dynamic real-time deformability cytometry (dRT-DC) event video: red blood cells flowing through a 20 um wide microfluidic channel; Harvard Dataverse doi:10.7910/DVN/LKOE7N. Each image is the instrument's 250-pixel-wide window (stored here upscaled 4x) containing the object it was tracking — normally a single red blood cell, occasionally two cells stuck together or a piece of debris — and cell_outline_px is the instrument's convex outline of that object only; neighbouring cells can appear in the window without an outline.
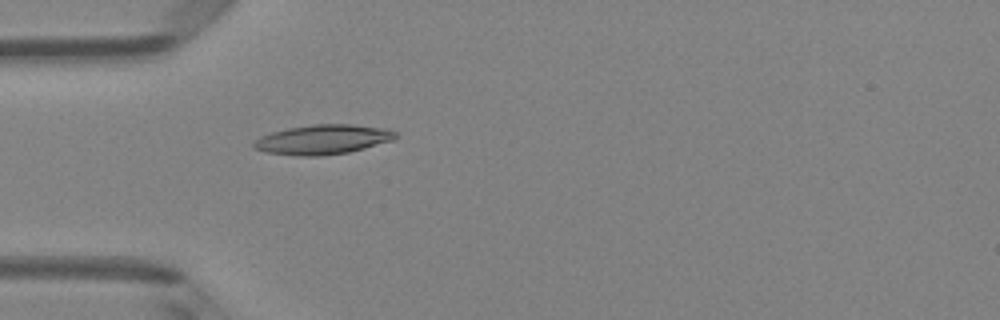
{"species": "Egyptian fruit bat (a non-hibernating species)", "species_latin": "Rousettus aegyptiacus", "temperature_condition": "room temperature", "stored_images_in_passage": 4, "camera_frame_rate_fps": 3000, "um_per_image_px": 0.085, "animal": {"sex": "female"}, "frame": {"image": 1, "passage_image": 4, "time_ms": 3.333, "image_size_px": [1000, 320], "cell_outline_px": [[396, 136], [392, 140], [364, 148], [348, 152], [320, 156], [300, 156], [264, 152], [252, 148], [252, 144], [260, 136], [272, 132], [288, 128], [312, 124], [352, 124], [388, 128], [396, 132]], "centroid_in_image_um": [27.41, 11.85], "position_along_channel_um": 57.6, "area_um2": 24.51}}